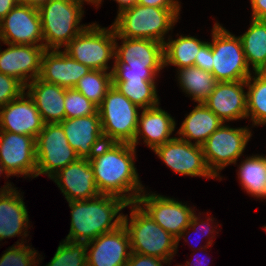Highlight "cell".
<instances>
[{
    "mask_svg": "<svg viewBox=\"0 0 266 266\" xmlns=\"http://www.w3.org/2000/svg\"><path fill=\"white\" fill-rule=\"evenodd\" d=\"M136 149L128 143L105 142L95 150L88 160L100 194L114 195L128 203H135L139 195L148 189L137 172Z\"/></svg>",
    "mask_w": 266,
    "mask_h": 266,
    "instance_id": "6da1fadb",
    "label": "cell"
},
{
    "mask_svg": "<svg viewBox=\"0 0 266 266\" xmlns=\"http://www.w3.org/2000/svg\"><path fill=\"white\" fill-rule=\"evenodd\" d=\"M127 205L123 198L107 194L88 200L68 201L71 222L64 240L87 243L101 234L118 229L123 225L122 210Z\"/></svg>",
    "mask_w": 266,
    "mask_h": 266,
    "instance_id": "7a4b0ae2",
    "label": "cell"
},
{
    "mask_svg": "<svg viewBox=\"0 0 266 266\" xmlns=\"http://www.w3.org/2000/svg\"><path fill=\"white\" fill-rule=\"evenodd\" d=\"M181 8H160L142 6L136 3L122 10L112 26L119 37L129 39H149L162 44L179 21ZM168 35V36H167Z\"/></svg>",
    "mask_w": 266,
    "mask_h": 266,
    "instance_id": "3957f363",
    "label": "cell"
},
{
    "mask_svg": "<svg viewBox=\"0 0 266 266\" xmlns=\"http://www.w3.org/2000/svg\"><path fill=\"white\" fill-rule=\"evenodd\" d=\"M84 3L89 0H48L40 3L39 10L45 49L64 48L89 24H80Z\"/></svg>",
    "mask_w": 266,
    "mask_h": 266,
    "instance_id": "277c9868",
    "label": "cell"
},
{
    "mask_svg": "<svg viewBox=\"0 0 266 266\" xmlns=\"http://www.w3.org/2000/svg\"><path fill=\"white\" fill-rule=\"evenodd\" d=\"M130 216L124 214L123 226L126 228L131 252L173 260L177 254V239L157 224L136 202L128 203Z\"/></svg>",
    "mask_w": 266,
    "mask_h": 266,
    "instance_id": "5b68a950",
    "label": "cell"
},
{
    "mask_svg": "<svg viewBox=\"0 0 266 266\" xmlns=\"http://www.w3.org/2000/svg\"><path fill=\"white\" fill-rule=\"evenodd\" d=\"M116 32L114 27H102L92 22L75 38H73L63 51L75 61H78L92 70L111 72L113 65L110 60L115 58Z\"/></svg>",
    "mask_w": 266,
    "mask_h": 266,
    "instance_id": "8992f818",
    "label": "cell"
},
{
    "mask_svg": "<svg viewBox=\"0 0 266 266\" xmlns=\"http://www.w3.org/2000/svg\"><path fill=\"white\" fill-rule=\"evenodd\" d=\"M140 110L139 106L112 86L98 107L105 141L132 144Z\"/></svg>",
    "mask_w": 266,
    "mask_h": 266,
    "instance_id": "52a82bcc",
    "label": "cell"
},
{
    "mask_svg": "<svg viewBox=\"0 0 266 266\" xmlns=\"http://www.w3.org/2000/svg\"><path fill=\"white\" fill-rule=\"evenodd\" d=\"M211 37L212 74L216 80H246L253 71L248 66L239 35L232 34L217 20L211 29Z\"/></svg>",
    "mask_w": 266,
    "mask_h": 266,
    "instance_id": "ba28073f",
    "label": "cell"
},
{
    "mask_svg": "<svg viewBox=\"0 0 266 266\" xmlns=\"http://www.w3.org/2000/svg\"><path fill=\"white\" fill-rule=\"evenodd\" d=\"M252 129L248 126L231 127L223 123L201 146L209 170L221 181V171L227 166L238 165L248 142L251 141Z\"/></svg>",
    "mask_w": 266,
    "mask_h": 266,
    "instance_id": "9c48e42d",
    "label": "cell"
},
{
    "mask_svg": "<svg viewBox=\"0 0 266 266\" xmlns=\"http://www.w3.org/2000/svg\"><path fill=\"white\" fill-rule=\"evenodd\" d=\"M78 158L76 151L69 145L61 124H44L36 138V178L46 175L50 179Z\"/></svg>",
    "mask_w": 266,
    "mask_h": 266,
    "instance_id": "30bf717a",
    "label": "cell"
},
{
    "mask_svg": "<svg viewBox=\"0 0 266 266\" xmlns=\"http://www.w3.org/2000/svg\"><path fill=\"white\" fill-rule=\"evenodd\" d=\"M165 231L178 239L182 231L189 226L195 206H189L185 201L167 197L144 190L136 202Z\"/></svg>",
    "mask_w": 266,
    "mask_h": 266,
    "instance_id": "8fae6325",
    "label": "cell"
},
{
    "mask_svg": "<svg viewBox=\"0 0 266 266\" xmlns=\"http://www.w3.org/2000/svg\"><path fill=\"white\" fill-rule=\"evenodd\" d=\"M0 42L44 46L38 7L19 2L0 21Z\"/></svg>",
    "mask_w": 266,
    "mask_h": 266,
    "instance_id": "7c38bea8",
    "label": "cell"
},
{
    "mask_svg": "<svg viewBox=\"0 0 266 266\" xmlns=\"http://www.w3.org/2000/svg\"><path fill=\"white\" fill-rule=\"evenodd\" d=\"M174 173L190 177L217 179L209 170L201 146L191 144L174 136L153 150Z\"/></svg>",
    "mask_w": 266,
    "mask_h": 266,
    "instance_id": "4fadbf2b",
    "label": "cell"
},
{
    "mask_svg": "<svg viewBox=\"0 0 266 266\" xmlns=\"http://www.w3.org/2000/svg\"><path fill=\"white\" fill-rule=\"evenodd\" d=\"M121 41L118 44V41ZM112 70L165 69L163 44L149 39H129L116 34Z\"/></svg>",
    "mask_w": 266,
    "mask_h": 266,
    "instance_id": "5bb4252c",
    "label": "cell"
},
{
    "mask_svg": "<svg viewBox=\"0 0 266 266\" xmlns=\"http://www.w3.org/2000/svg\"><path fill=\"white\" fill-rule=\"evenodd\" d=\"M0 163L12 177L36 178V138L0 131Z\"/></svg>",
    "mask_w": 266,
    "mask_h": 266,
    "instance_id": "9a60e30c",
    "label": "cell"
},
{
    "mask_svg": "<svg viewBox=\"0 0 266 266\" xmlns=\"http://www.w3.org/2000/svg\"><path fill=\"white\" fill-rule=\"evenodd\" d=\"M12 184L7 181L0 187V241L21 236L14 245L26 244L31 226L27 206L23 193Z\"/></svg>",
    "mask_w": 266,
    "mask_h": 266,
    "instance_id": "2e32d148",
    "label": "cell"
},
{
    "mask_svg": "<svg viewBox=\"0 0 266 266\" xmlns=\"http://www.w3.org/2000/svg\"><path fill=\"white\" fill-rule=\"evenodd\" d=\"M2 44L8 48H0V73L15 78L24 87L39 77L42 56L46 50L44 46Z\"/></svg>",
    "mask_w": 266,
    "mask_h": 266,
    "instance_id": "e0dca14e",
    "label": "cell"
},
{
    "mask_svg": "<svg viewBox=\"0 0 266 266\" xmlns=\"http://www.w3.org/2000/svg\"><path fill=\"white\" fill-rule=\"evenodd\" d=\"M68 201L88 200L100 195L88 159L78 158L50 178Z\"/></svg>",
    "mask_w": 266,
    "mask_h": 266,
    "instance_id": "ac0fdd59",
    "label": "cell"
},
{
    "mask_svg": "<svg viewBox=\"0 0 266 266\" xmlns=\"http://www.w3.org/2000/svg\"><path fill=\"white\" fill-rule=\"evenodd\" d=\"M86 245L87 266H126L131 255L129 235L123 225Z\"/></svg>",
    "mask_w": 266,
    "mask_h": 266,
    "instance_id": "d6986e66",
    "label": "cell"
},
{
    "mask_svg": "<svg viewBox=\"0 0 266 266\" xmlns=\"http://www.w3.org/2000/svg\"><path fill=\"white\" fill-rule=\"evenodd\" d=\"M246 80L217 82L204 104L224 123L247 119Z\"/></svg>",
    "mask_w": 266,
    "mask_h": 266,
    "instance_id": "ffe728a7",
    "label": "cell"
},
{
    "mask_svg": "<svg viewBox=\"0 0 266 266\" xmlns=\"http://www.w3.org/2000/svg\"><path fill=\"white\" fill-rule=\"evenodd\" d=\"M44 124L33 99L26 91L0 109V131L37 138Z\"/></svg>",
    "mask_w": 266,
    "mask_h": 266,
    "instance_id": "44dd1931",
    "label": "cell"
},
{
    "mask_svg": "<svg viewBox=\"0 0 266 266\" xmlns=\"http://www.w3.org/2000/svg\"><path fill=\"white\" fill-rule=\"evenodd\" d=\"M69 145L79 158L89 159L105 139L99 112L90 116L64 119L60 122Z\"/></svg>",
    "mask_w": 266,
    "mask_h": 266,
    "instance_id": "7402d4cb",
    "label": "cell"
},
{
    "mask_svg": "<svg viewBox=\"0 0 266 266\" xmlns=\"http://www.w3.org/2000/svg\"><path fill=\"white\" fill-rule=\"evenodd\" d=\"M88 66L75 61L63 49H46L41 60L39 79L62 88H74L79 79L90 72Z\"/></svg>",
    "mask_w": 266,
    "mask_h": 266,
    "instance_id": "603a6c76",
    "label": "cell"
},
{
    "mask_svg": "<svg viewBox=\"0 0 266 266\" xmlns=\"http://www.w3.org/2000/svg\"><path fill=\"white\" fill-rule=\"evenodd\" d=\"M176 125L175 118L163 110L160 103L142 109L132 145L136 148L140 140H143V143L153 151L156 147L174 138L172 134L176 129Z\"/></svg>",
    "mask_w": 266,
    "mask_h": 266,
    "instance_id": "cb8c5ba5",
    "label": "cell"
},
{
    "mask_svg": "<svg viewBox=\"0 0 266 266\" xmlns=\"http://www.w3.org/2000/svg\"><path fill=\"white\" fill-rule=\"evenodd\" d=\"M44 123H60L65 119V88L36 78L25 87Z\"/></svg>",
    "mask_w": 266,
    "mask_h": 266,
    "instance_id": "d4e9b609",
    "label": "cell"
},
{
    "mask_svg": "<svg viewBox=\"0 0 266 266\" xmlns=\"http://www.w3.org/2000/svg\"><path fill=\"white\" fill-rule=\"evenodd\" d=\"M184 118L174 135L198 146H202L208 137L224 123L204 102H198Z\"/></svg>",
    "mask_w": 266,
    "mask_h": 266,
    "instance_id": "484cf974",
    "label": "cell"
},
{
    "mask_svg": "<svg viewBox=\"0 0 266 266\" xmlns=\"http://www.w3.org/2000/svg\"><path fill=\"white\" fill-rule=\"evenodd\" d=\"M238 165L237 179L242 189L254 199L266 200V154L244 155Z\"/></svg>",
    "mask_w": 266,
    "mask_h": 266,
    "instance_id": "4316f807",
    "label": "cell"
},
{
    "mask_svg": "<svg viewBox=\"0 0 266 266\" xmlns=\"http://www.w3.org/2000/svg\"><path fill=\"white\" fill-rule=\"evenodd\" d=\"M173 39L170 36L163 44L164 68L167 66L176 67V71L181 68L194 66L195 57L199 55V49L206 43L197 36L179 35Z\"/></svg>",
    "mask_w": 266,
    "mask_h": 266,
    "instance_id": "83f0119b",
    "label": "cell"
},
{
    "mask_svg": "<svg viewBox=\"0 0 266 266\" xmlns=\"http://www.w3.org/2000/svg\"><path fill=\"white\" fill-rule=\"evenodd\" d=\"M249 24L239 36L248 66L253 72H266V20L251 18Z\"/></svg>",
    "mask_w": 266,
    "mask_h": 266,
    "instance_id": "f1b7e54d",
    "label": "cell"
},
{
    "mask_svg": "<svg viewBox=\"0 0 266 266\" xmlns=\"http://www.w3.org/2000/svg\"><path fill=\"white\" fill-rule=\"evenodd\" d=\"M175 79L185 97H190L195 103L204 102L218 82L211 72L195 66L178 69Z\"/></svg>",
    "mask_w": 266,
    "mask_h": 266,
    "instance_id": "f546056e",
    "label": "cell"
},
{
    "mask_svg": "<svg viewBox=\"0 0 266 266\" xmlns=\"http://www.w3.org/2000/svg\"><path fill=\"white\" fill-rule=\"evenodd\" d=\"M247 119L251 128L266 123V72H253L246 79Z\"/></svg>",
    "mask_w": 266,
    "mask_h": 266,
    "instance_id": "4dcf8cb0",
    "label": "cell"
},
{
    "mask_svg": "<svg viewBox=\"0 0 266 266\" xmlns=\"http://www.w3.org/2000/svg\"><path fill=\"white\" fill-rule=\"evenodd\" d=\"M156 81H112L123 95L141 109L150 108L160 103Z\"/></svg>",
    "mask_w": 266,
    "mask_h": 266,
    "instance_id": "1f68e13d",
    "label": "cell"
},
{
    "mask_svg": "<svg viewBox=\"0 0 266 266\" xmlns=\"http://www.w3.org/2000/svg\"><path fill=\"white\" fill-rule=\"evenodd\" d=\"M111 87V72L91 70L79 79L74 88L99 107Z\"/></svg>",
    "mask_w": 266,
    "mask_h": 266,
    "instance_id": "d6a6232c",
    "label": "cell"
},
{
    "mask_svg": "<svg viewBox=\"0 0 266 266\" xmlns=\"http://www.w3.org/2000/svg\"><path fill=\"white\" fill-rule=\"evenodd\" d=\"M86 243L62 240L50 260L45 266H87Z\"/></svg>",
    "mask_w": 266,
    "mask_h": 266,
    "instance_id": "836d02e7",
    "label": "cell"
},
{
    "mask_svg": "<svg viewBox=\"0 0 266 266\" xmlns=\"http://www.w3.org/2000/svg\"><path fill=\"white\" fill-rule=\"evenodd\" d=\"M202 213L199 212V214L197 215V213L195 212L194 215L191 218L190 224L189 226H187L181 233V235L178 237L177 239V252H178V246H179V242L180 240L183 238L185 242L188 243L189 237L190 235L194 232L195 234H202L200 239H203L202 237H204L205 239H207L206 244L203 246H199V248L197 247H193L192 246V251L194 252H198L208 246H212L213 243H215L213 241V239L216 237L218 233V231H216L215 229H217V226H219L217 223L214 222L215 218L214 217H210V215L208 217L205 216L201 218ZM205 219V220H203ZM215 223V225H214ZM214 226V227H213ZM192 230V231H191ZM215 233V234H214ZM199 234V235H200ZM198 241H201L198 239ZM190 244V243H189ZM197 246V245H196ZM194 249V250H193ZM198 250V251H197Z\"/></svg>",
    "mask_w": 266,
    "mask_h": 266,
    "instance_id": "e575fe53",
    "label": "cell"
},
{
    "mask_svg": "<svg viewBox=\"0 0 266 266\" xmlns=\"http://www.w3.org/2000/svg\"><path fill=\"white\" fill-rule=\"evenodd\" d=\"M44 257L32 245H12L0 256V266H39Z\"/></svg>",
    "mask_w": 266,
    "mask_h": 266,
    "instance_id": "d590c367",
    "label": "cell"
},
{
    "mask_svg": "<svg viewBox=\"0 0 266 266\" xmlns=\"http://www.w3.org/2000/svg\"><path fill=\"white\" fill-rule=\"evenodd\" d=\"M65 119L90 116L98 107L75 88L66 89L64 99Z\"/></svg>",
    "mask_w": 266,
    "mask_h": 266,
    "instance_id": "8d00e7d4",
    "label": "cell"
},
{
    "mask_svg": "<svg viewBox=\"0 0 266 266\" xmlns=\"http://www.w3.org/2000/svg\"><path fill=\"white\" fill-rule=\"evenodd\" d=\"M24 91L25 87L18 80L0 73V109L17 99Z\"/></svg>",
    "mask_w": 266,
    "mask_h": 266,
    "instance_id": "74e56055",
    "label": "cell"
},
{
    "mask_svg": "<svg viewBox=\"0 0 266 266\" xmlns=\"http://www.w3.org/2000/svg\"><path fill=\"white\" fill-rule=\"evenodd\" d=\"M163 69L112 70V81H157Z\"/></svg>",
    "mask_w": 266,
    "mask_h": 266,
    "instance_id": "f35d334b",
    "label": "cell"
},
{
    "mask_svg": "<svg viewBox=\"0 0 266 266\" xmlns=\"http://www.w3.org/2000/svg\"><path fill=\"white\" fill-rule=\"evenodd\" d=\"M172 261H166L157 257L141 255L131 252L126 266H164L170 265Z\"/></svg>",
    "mask_w": 266,
    "mask_h": 266,
    "instance_id": "ab89813d",
    "label": "cell"
},
{
    "mask_svg": "<svg viewBox=\"0 0 266 266\" xmlns=\"http://www.w3.org/2000/svg\"><path fill=\"white\" fill-rule=\"evenodd\" d=\"M194 66L212 73V47L209 41L199 49V55L195 57Z\"/></svg>",
    "mask_w": 266,
    "mask_h": 266,
    "instance_id": "60d3db41",
    "label": "cell"
},
{
    "mask_svg": "<svg viewBox=\"0 0 266 266\" xmlns=\"http://www.w3.org/2000/svg\"><path fill=\"white\" fill-rule=\"evenodd\" d=\"M142 6H153L160 8H181L179 0H137Z\"/></svg>",
    "mask_w": 266,
    "mask_h": 266,
    "instance_id": "b9f144b4",
    "label": "cell"
},
{
    "mask_svg": "<svg viewBox=\"0 0 266 266\" xmlns=\"http://www.w3.org/2000/svg\"><path fill=\"white\" fill-rule=\"evenodd\" d=\"M251 18L266 20V0H250Z\"/></svg>",
    "mask_w": 266,
    "mask_h": 266,
    "instance_id": "7bdbcfd3",
    "label": "cell"
},
{
    "mask_svg": "<svg viewBox=\"0 0 266 266\" xmlns=\"http://www.w3.org/2000/svg\"><path fill=\"white\" fill-rule=\"evenodd\" d=\"M113 1H115L118 4L117 14H119L124 9L134 6L137 3V0H113ZM102 2H104V0H96L92 4V6L94 5L95 8L98 10V8L102 5Z\"/></svg>",
    "mask_w": 266,
    "mask_h": 266,
    "instance_id": "ee69618b",
    "label": "cell"
},
{
    "mask_svg": "<svg viewBox=\"0 0 266 266\" xmlns=\"http://www.w3.org/2000/svg\"><path fill=\"white\" fill-rule=\"evenodd\" d=\"M20 2V0H0V21Z\"/></svg>",
    "mask_w": 266,
    "mask_h": 266,
    "instance_id": "f6af8a7d",
    "label": "cell"
},
{
    "mask_svg": "<svg viewBox=\"0 0 266 266\" xmlns=\"http://www.w3.org/2000/svg\"><path fill=\"white\" fill-rule=\"evenodd\" d=\"M209 247H212V246H208V247H205V248H203L201 251L203 252V254L206 256V255H208V256H210L209 254H206V252H207V250L206 249H208ZM204 251H206V252H204ZM196 258L194 259V260H192L191 259V261H186V264H185V266H209V264H210V262H209V260H207L205 257H201V258H199L198 257V255H194ZM205 258V259H204ZM207 262V263H206Z\"/></svg>",
    "mask_w": 266,
    "mask_h": 266,
    "instance_id": "bcb514c9",
    "label": "cell"
},
{
    "mask_svg": "<svg viewBox=\"0 0 266 266\" xmlns=\"http://www.w3.org/2000/svg\"><path fill=\"white\" fill-rule=\"evenodd\" d=\"M48 0H20V2L28 3V4H33L38 6L40 3L45 2Z\"/></svg>",
    "mask_w": 266,
    "mask_h": 266,
    "instance_id": "7dc6e473",
    "label": "cell"
},
{
    "mask_svg": "<svg viewBox=\"0 0 266 266\" xmlns=\"http://www.w3.org/2000/svg\"><path fill=\"white\" fill-rule=\"evenodd\" d=\"M2 174H4L5 176H4V178L5 179H9V178H11L10 177V175H9V173L6 171V169L3 167V165L0 163V177L2 176Z\"/></svg>",
    "mask_w": 266,
    "mask_h": 266,
    "instance_id": "c3c4849f",
    "label": "cell"
},
{
    "mask_svg": "<svg viewBox=\"0 0 266 266\" xmlns=\"http://www.w3.org/2000/svg\"><path fill=\"white\" fill-rule=\"evenodd\" d=\"M263 227V229L265 230V232H266V224L264 225V226H262Z\"/></svg>",
    "mask_w": 266,
    "mask_h": 266,
    "instance_id": "681fc988",
    "label": "cell"
},
{
    "mask_svg": "<svg viewBox=\"0 0 266 266\" xmlns=\"http://www.w3.org/2000/svg\"><path fill=\"white\" fill-rule=\"evenodd\" d=\"M92 4L96 1V0H89Z\"/></svg>",
    "mask_w": 266,
    "mask_h": 266,
    "instance_id": "f907efd6",
    "label": "cell"
}]
</instances>
